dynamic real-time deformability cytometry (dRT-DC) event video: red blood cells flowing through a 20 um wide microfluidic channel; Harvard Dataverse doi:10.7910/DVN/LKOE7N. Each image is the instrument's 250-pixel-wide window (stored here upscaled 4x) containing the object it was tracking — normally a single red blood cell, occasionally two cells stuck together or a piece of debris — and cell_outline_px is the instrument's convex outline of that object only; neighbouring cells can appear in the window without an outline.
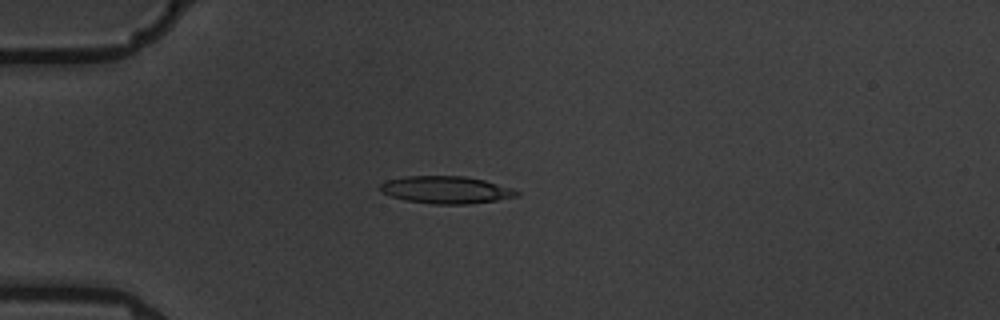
{"species": "common noctule bat (a hibernating species)", "species_latin": "Nyctalus noctula", "temperature_condition": "warm", "stored_images_in_passage": 5, "camera_frame_rate_fps": 3000, "um_per_image_px": 0.085, "animal": {"sex": "male", "body_mass_g": 19.5, "forearm_length_mm": 54.6}, "frame": {"image": 1, "passage_image": 2, "time_ms": 1.0, "image_size_px": [1000, 320], "cell_outline_px": [[520, 192], [516, 196], [496, 200], [468, 204], [432, 204], [404, 200], [392, 196], [384, 192], [380, 188], [380, 184], [388, 180], [404, 176], [464, 176], [484, 180], [512, 188]], "centroid_in_image_um": [37.91, 16.13], "position_along_channel_um": 47.1, "area_um2": 21.56}}
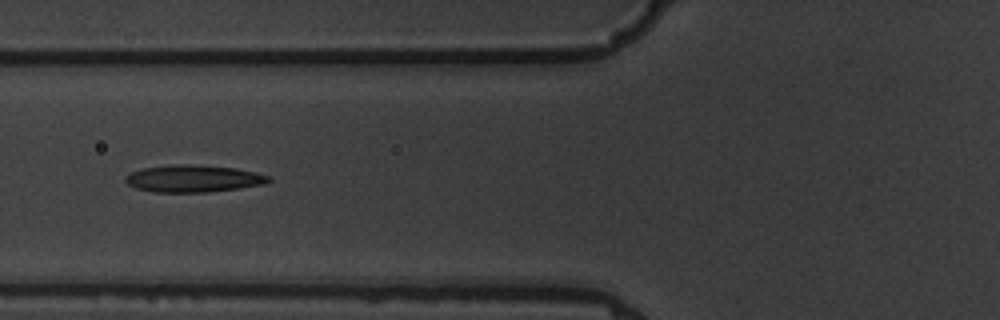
{"frame": {"image": 2, "passage_image": 4, "time_ms": 3.333, "image_size_px": [1000, 320], "cell_outline_px": [[272, 180], [264, 184], [240, 188], [208, 192], [152, 192], [136, 188], [128, 184], [124, 180], [132, 172], [140, 168], [176, 164], [188, 164], [236, 168], [256, 172], [272, 176]], "centroid_in_image_um": [16.47, 15.18], "position_along_channel_um": 109.3, "area_um2": 22.72}}
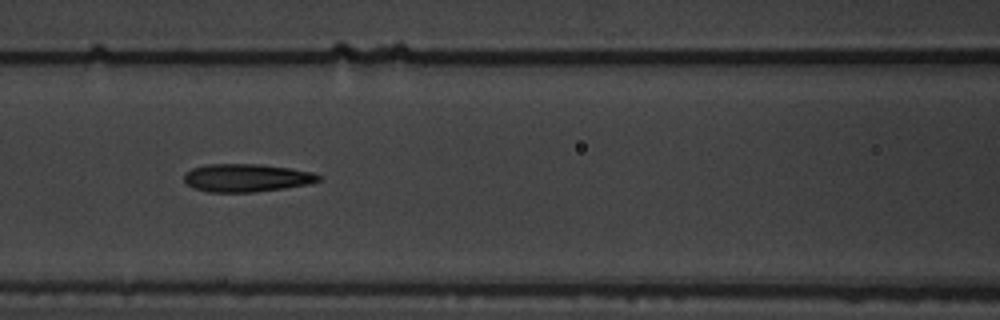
{"frame": {"image": 3, "passage_image": 5, "time_ms": 4.333, "image_size_px": [1000, 320], "cell_outline_px": [[320, 180], [308, 184], [284, 188], [252, 192], [208, 192], [196, 188], [188, 184], [184, 180], [184, 172], [192, 168], [208, 164], [260, 164], [288, 168], [312, 172], [320, 176]], "centroid_in_image_um": [20.93, 15.11], "position_along_channel_um": 145.7, "area_um2": 21.73}}